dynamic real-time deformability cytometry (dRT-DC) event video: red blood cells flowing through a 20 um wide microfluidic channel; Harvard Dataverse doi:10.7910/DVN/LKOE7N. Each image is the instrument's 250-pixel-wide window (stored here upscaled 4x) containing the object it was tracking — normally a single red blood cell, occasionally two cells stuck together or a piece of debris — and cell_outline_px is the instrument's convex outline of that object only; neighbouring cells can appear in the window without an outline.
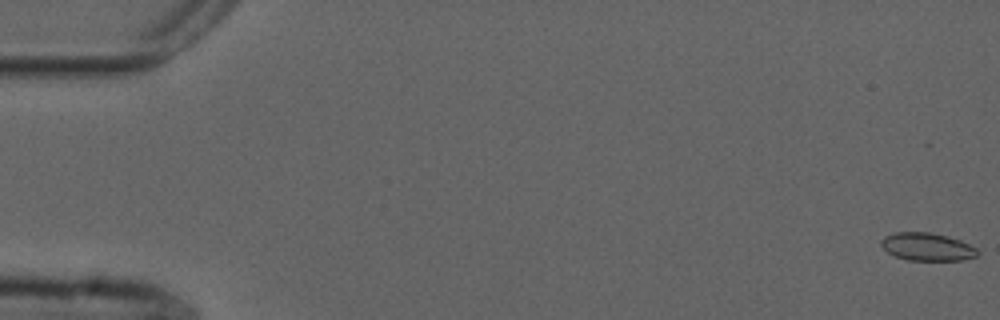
{"species": "common noctule bat (a hibernating species)", "species_latin": "Nyctalus noctula", "temperature_condition": "cold", "stored_images_in_passage": 55, "camera_frame_rate_fps": 3000, "um_per_image_px": 0.085, "animal": {"sex": "male", "forearm_length_mm": 52.5}, "frame": {"image": 1, "passage_image": 1, "time_ms": 0.0, "image_size_px": [1000, 320], "cell_outline_px": [[980, 252], [976, 256], [964, 260], [908, 260], [896, 256], [888, 252], [880, 244], [880, 240], [884, 236], [896, 232], [928, 232], [948, 236], [960, 240], [976, 248]], "centroid_in_image_um": [78.81, 20.97], "position_along_channel_um": 6.2, "area_um2": 15.61}}
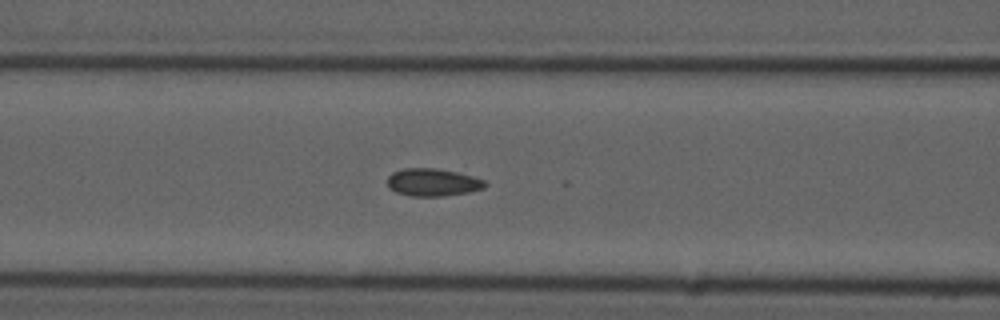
{"frame": {"image": 2, "passage_image": 23, "time_ms": 7.333, "image_size_px": [1000, 320], "cell_outline_px": [[488, 184], [484, 188], [468, 192], [440, 196], [408, 196], [396, 192], [388, 188], [388, 176], [392, 172], [404, 168], [436, 168], [456, 172], [472, 176], [484, 180]], "centroid_in_image_um": [36.76, 15.49], "position_along_channel_um": 129.8, "area_um2": 15.72}}
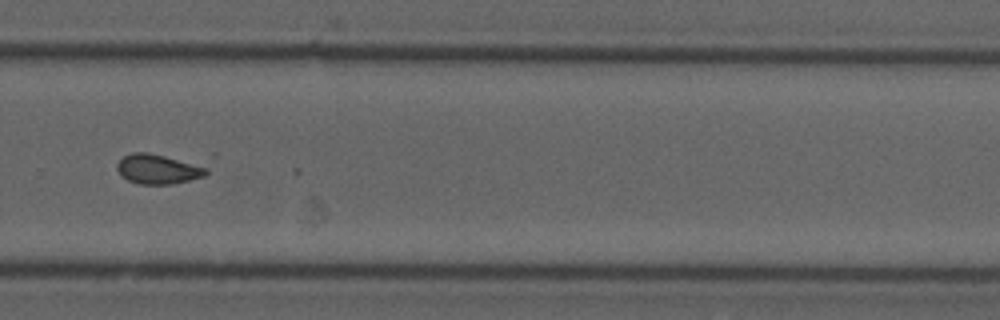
{"frame": {"image": 3, "passage_image": 38, "time_ms": 12.333, "image_size_px": [1000, 320], "cell_outline_px": [[208, 172], [204, 176], [172, 184], [140, 184], [128, 180], [120, 176], [116, 168], [116, 164], [124, 156], [132, 152], [148, 152], [208, 164]], "centroid_in_image_um": [13.5, 14.35], "position_along_channel_um": 316.3, "area_um2": 16.01}}